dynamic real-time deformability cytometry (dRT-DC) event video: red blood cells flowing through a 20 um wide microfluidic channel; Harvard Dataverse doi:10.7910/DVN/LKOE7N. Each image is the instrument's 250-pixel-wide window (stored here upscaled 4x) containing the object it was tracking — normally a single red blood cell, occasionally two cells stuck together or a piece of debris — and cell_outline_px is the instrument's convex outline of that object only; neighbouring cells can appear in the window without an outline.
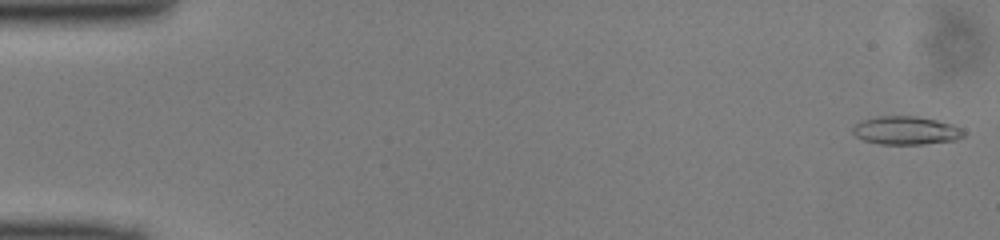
{"species": "common noctule bat (a hibernating species)", "species_latin": "Nyctalus noctula", "temperature_condition": "cold", "stored_images_in_passage": 49, "camera_frame_rate_fps": 3000, "um_per_image_px": 0.085, "animal": {"sex": "male", "body_mass_g": 13.0, "forearm_length_mm": 53.1}, "frame": {"image": 1, "passage_image": 1, "time_ms": 0.0, "image_size_px": [1000, 240], "cell_outline_px": [[964, 136], [956, 140], [924, 144], [880, 144], [864, 140], [856, 136], [852, 132], [852, 128], [856, 124], [864, 120], [876, 116], [916, 116], [936, 120], [952, 124], [960, 128], [964, 132]], "centroid_in_image_um": [77.01, 11.09], "position_along_channel_um": 8.0, "area_um2": 18.21}}
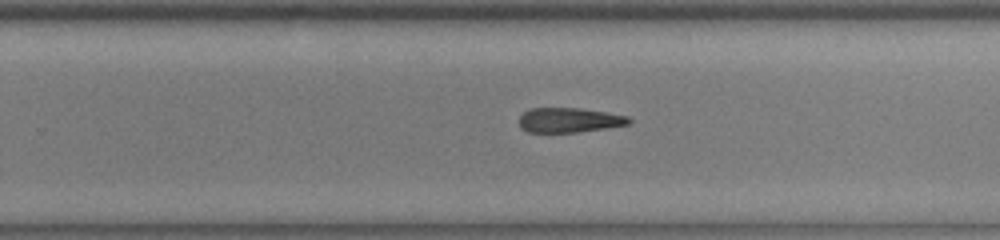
{"frame": {"image": 2, "passage_image": 31, "time_ms": 10.0, "image_size_px": [1000, 240], "cell_outline_px": [[632, 124], [608, 128], [576, 132], [528, 132], [520, 128], [520, 116], [524, 112], [532, 108], [580, 108], [628, 116], [632, 120]], "centroid_in_image_um": [48.42, 10.21], "position_along_channel_um": 281.4, "area_um2": 15.84}}
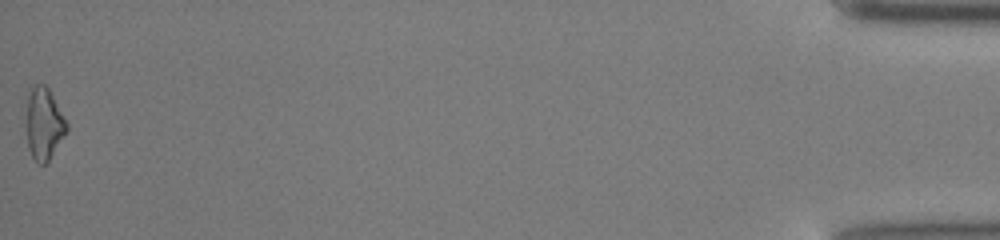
{"frame": {"image": 3, "passage_image": 49, "time_ms": 16.0, "image_size_px": [1000, 240], "cell_outline_px": [[68, 128], [48, 160], [44, 164], [40, 164], [32, 156], [28, 148], [24, 124], [28, 88], [36, 84], [44, 84], [48, 88], [68, 124]], "centroid_in_image_um": [3.66, 10.46], "position_along_channel_um": 431.5, "area_um2": 17.11}}